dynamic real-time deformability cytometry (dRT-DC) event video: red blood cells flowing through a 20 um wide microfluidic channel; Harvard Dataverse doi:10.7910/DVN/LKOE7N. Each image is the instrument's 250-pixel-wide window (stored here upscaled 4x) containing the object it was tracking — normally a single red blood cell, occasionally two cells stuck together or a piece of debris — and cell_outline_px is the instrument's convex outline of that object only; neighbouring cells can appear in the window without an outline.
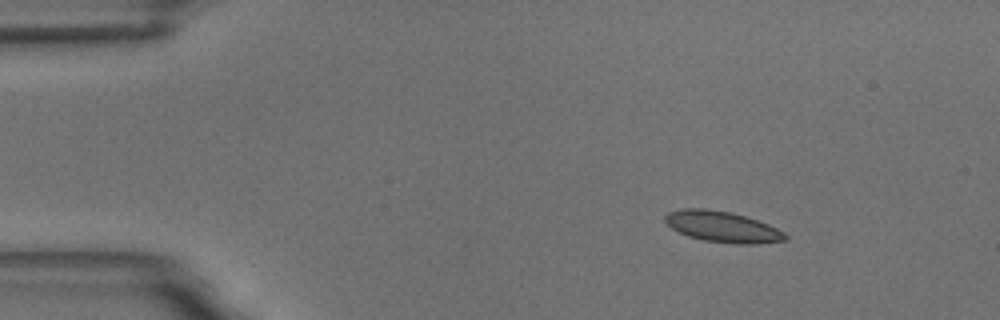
{"species": "common noctule bat (a hibernating species)", "species_latin": "Nyctalus noctula", "temperature_condition": "room temperature", "stored_images_in_passage": 10, "camera_frame_rate_fps": 3000, "um_per_image_px": 0.085, "animal": {"sex": "male", "body_mass_g": 18.8}, "frame": {"image": 1, "passage_image": 1, "time_ms": 0.0, "image_size_px": [1000, 320], "cell_outline_px": [[788, 240], [756, 244], [736, 244], [704, 240], [688, 236], [672, 228], [664, 220], [664, 216], [668, 212], [680, 208], [704, 208], [732, 212], [768, 224], [784, 232], [788, 236]], "centroid_in_image_um": [61.41, 19.27], "position_along_channel_um": 23.6, "area_um2": 21.68}}
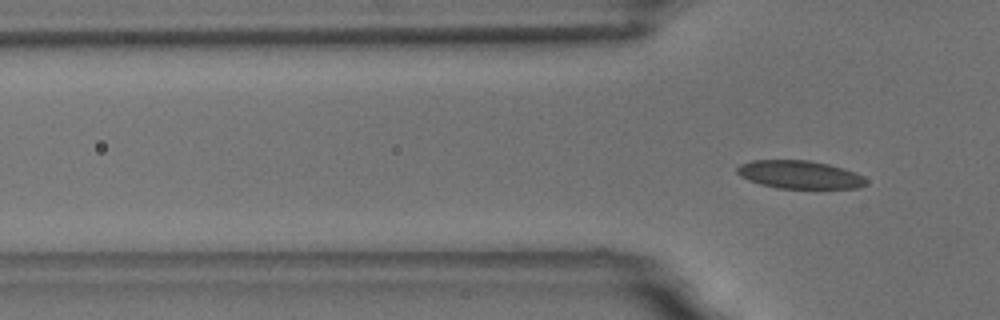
{"frame": {"image": 2, "passage_image": 10, "time_ms": 3.0, "image_size_px": [1000, 320], "cell_outline_px": [[868, 184], [860, 188], [776, 188], [760, 184], [748, 180], [740, 176], [736, 172], [736, 168], [740, 164], [752, 160], [808, 160], [828, 164], [844, 168], [856, 172], [864, 176], [868, 180]], "centroid_in_image_um": [67.99, 14.84], "position_along_channel_um": 57.8, "area_um2": 21.33}}